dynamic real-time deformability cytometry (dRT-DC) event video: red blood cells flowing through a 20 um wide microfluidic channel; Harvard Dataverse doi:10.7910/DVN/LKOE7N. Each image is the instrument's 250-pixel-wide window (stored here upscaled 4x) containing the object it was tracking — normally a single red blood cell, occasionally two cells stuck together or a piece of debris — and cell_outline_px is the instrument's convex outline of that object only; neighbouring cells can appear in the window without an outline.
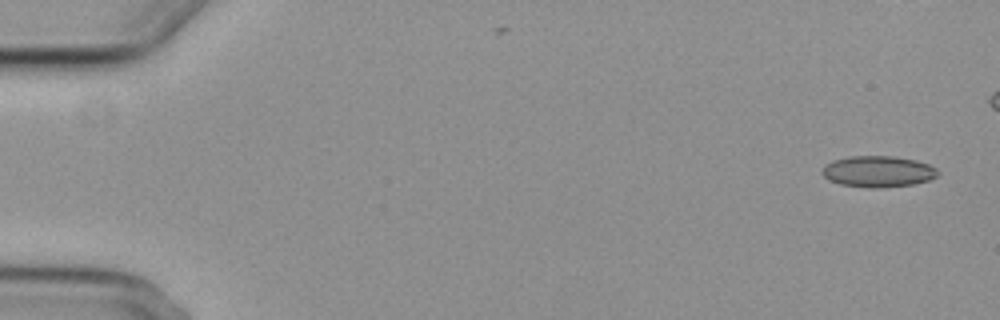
{"species": "common noctule bat (a hibernating species)", "species_latin": "Nyctalus noctula", "temperature_condition": "cold", "stored_images_in_passage": 5, "camera_frame_rate_fps": 3000, "um_per_image_px": 0.085, "animal": {"sex": "female", "body_mass_g": 29.2, "forearm_length_mm": 56.3}, "frame": {"image": 1, "passage_image": 1, "time_ms": 0.0, "image_size_px": [1000, 320], "cell_outline_px": [[940, 172], [936, 176], [928, 180], [912, 184], [880, 188], [868, 188], [840, 184], [828, 180], [820, 172], [824, 164], [832, 160], [852, 156], [892, 156], [916, 160], [928, 164], [936, 168]], "centroid_in_image_um": [74.59, 14.57], "position_along_channel_um": 10.4, "area_um2": 21.15}}